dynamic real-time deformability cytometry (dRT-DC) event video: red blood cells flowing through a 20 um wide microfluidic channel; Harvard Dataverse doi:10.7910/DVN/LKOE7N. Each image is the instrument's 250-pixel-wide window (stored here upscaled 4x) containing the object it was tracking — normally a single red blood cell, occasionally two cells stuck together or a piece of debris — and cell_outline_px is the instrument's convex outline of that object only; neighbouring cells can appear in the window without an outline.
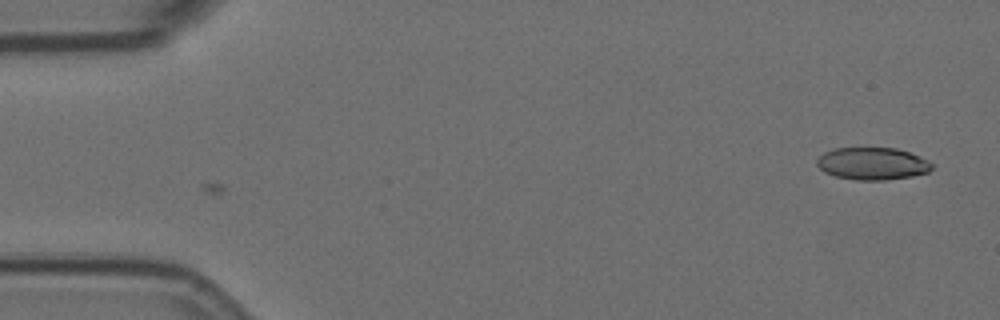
{"species": "Egyptian fruit bat (a non-hibernating species)", "species_latin": "Rousettus aegyptiacus", "temperature_condition": "room temperature", "stored_images_in_passage": 3, "camera_frame_rate_fps": 3000, "um_per_image_px": 0.085, "animal": {"sex": "female"}, "frame": {"image": 1, "passage_image": 3, "time_ms": 0.667, "image_size_px": [1000, 320], "cell_outline_px": [[936, 164], [928, 172], [912, 176], [884, 180], [856, 180], [836, 176], [824, 172], [816, 164], [816, 160], [824, 152], [836, 148], [896, 148], [908, 152], [928, 160]], "centroid_in_image_um": [74.17, 13.91], "position_along_channel_um": 10.8, "area_um2": 21.68}}